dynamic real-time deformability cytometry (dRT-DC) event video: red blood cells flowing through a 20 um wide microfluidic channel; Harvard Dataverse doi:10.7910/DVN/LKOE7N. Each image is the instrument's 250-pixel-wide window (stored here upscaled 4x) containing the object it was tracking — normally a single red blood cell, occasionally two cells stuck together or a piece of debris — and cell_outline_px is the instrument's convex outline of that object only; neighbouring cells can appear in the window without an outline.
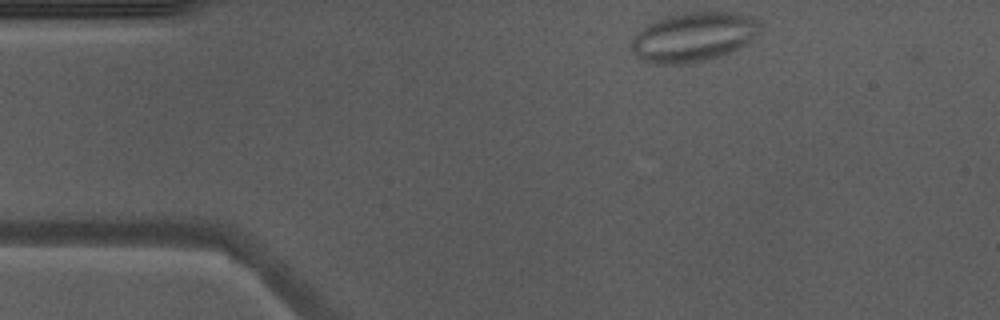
{"species": "Egyptian fruit bat (a non-hibernating species)", "species_latin": "Rousettus aegyptiacus", "temperature_condition": "warm", "stored_images_in_passage": 44, "camera_frame_rate_fps": 3000, "um_per_image_px": 0.085, "animal": {"sex": "male"}, "frame": {"image": 1, "passage_image": 1, "time_ms": 0.0, "image_size_px": [1000, 320], "cell_outline_px": [[760, 28], [744, 44], [720, 56], [704, 60], [684, 64], [656, 64], [640, 60], [628, 44], [648, 24], [664, 16], [684, 12], [732, 12], [752, 16], [760, 24]], "centroid_in_image_um": [58.89, 3.13], "position_along_channel_um": 26.1, "area_um2": 36.53}, "authors_computed_cell_mechanics": {"area_um2": 27.3394, "velocity_mm_per_s": 3.9484, "shape_relaxation_time_tau1_ms": null, "shape_relaxation_time_tau2_ms": 0.0299, "deformation_change_tau1": null, "deformation_change_tau2": 0.0578}}